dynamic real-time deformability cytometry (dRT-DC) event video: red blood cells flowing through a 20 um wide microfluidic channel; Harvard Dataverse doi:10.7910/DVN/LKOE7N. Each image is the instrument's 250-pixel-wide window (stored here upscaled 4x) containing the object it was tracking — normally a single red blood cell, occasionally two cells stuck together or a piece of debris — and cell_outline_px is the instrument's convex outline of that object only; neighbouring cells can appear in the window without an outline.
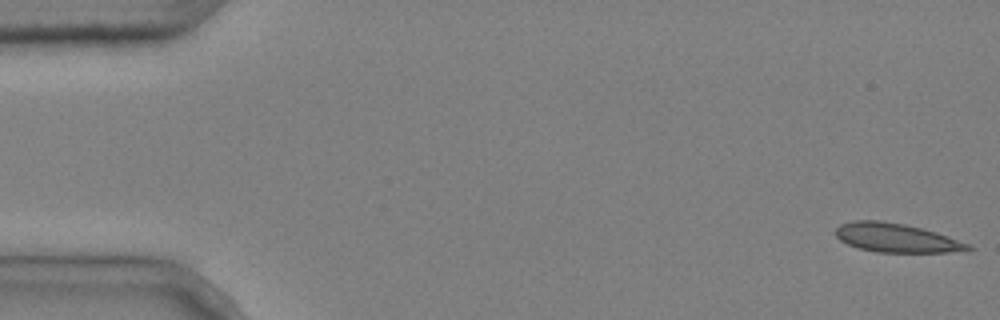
{"species": "common noctule bat (a hibernating species)", "species_latin": "Nyctalus noctula", "temperature_condition": "cold", "stored_images_in_passage": 5, "camera_frame_rate_fps": 3000, "um_per_image_px": 0.085, "animal": {"sex": "male", "body_mass_g": 20.4}, "frame": {"image": 1, "passage_image": 1, "time_ms": 0.0, "image_size_px": [1000, 320], "cell_outline_px": [[976, 248], [972, 252], [876, 252], [860, 248], [848, 244], [840, 240], [836, 236], [836, 228], [840, 224], [852, 220], [880, 220], [904, 224], [936, 232], [948, 236], [968, 244]], "centroid_in_image_um": [76.24, 20.22], "position_along_channel_um": 8.8, "area_um2": 22.43}}
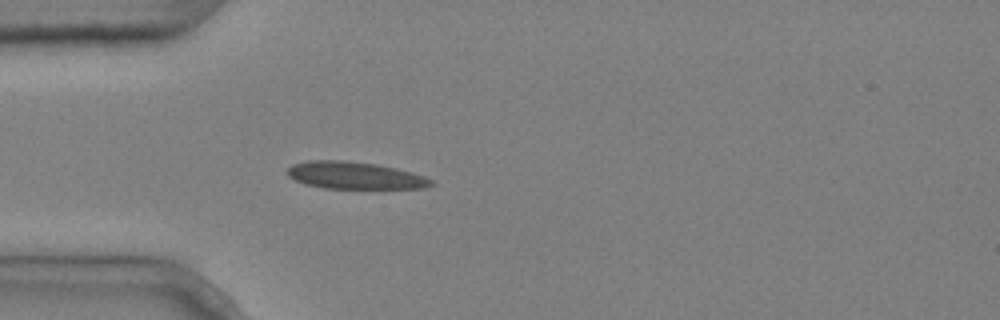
{"frame": {"image": 2, "passage_image": 5, "time_ms": 1.333, "image_size_px": [1000, 320], "cell_outline_px": [[436, 184], [424, 188], [324, 188], [304, 184], [288, 176], [288, 168], [292, 164], [308, 160], [344, 160], [376, 164], [396, 168], [412, 172], [424, 176], [432, 180]], "centroid_in_image_um": [30.16, 14.91], "position_along_channel_um": 54.8, "area_um2": 22.77}}